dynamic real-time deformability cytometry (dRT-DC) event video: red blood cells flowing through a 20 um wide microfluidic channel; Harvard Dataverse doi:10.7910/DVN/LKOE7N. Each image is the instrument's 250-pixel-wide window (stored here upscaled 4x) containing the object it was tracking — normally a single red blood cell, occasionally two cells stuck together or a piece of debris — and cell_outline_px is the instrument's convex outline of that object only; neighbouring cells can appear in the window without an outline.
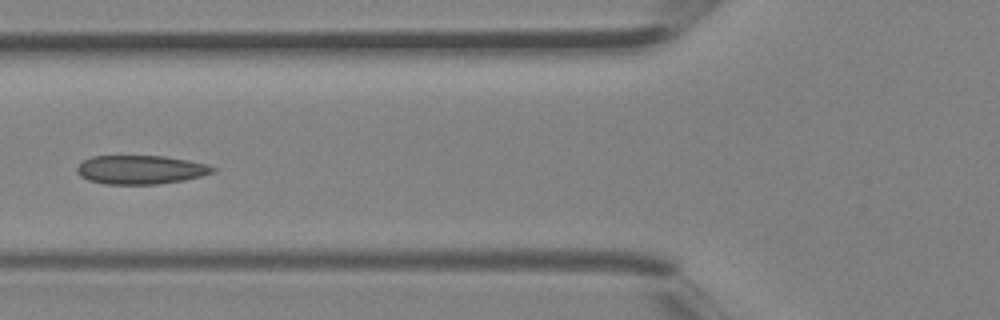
{"species": "Egyptian fruit bat (a non-hibernating species)", "species_latin": "Rousettus aegyptiacus", "temperature_condition": "room temperature", "stored_images_in_passage": 5, "camera_frame_rate_fps": 3000, "um_per_image_px": 0.085, "animal": {"sex": "female"}, "frame": {"image": 1, "passage_image": 5, "time_ms": 1.333, "image_size_px": [1000, 320], "cell_outline_px": [[216, 172], [184, 180], [156, 184], [104, 184], [88, 180], [80, 176], [76, 172], [76, 168], [84, 160], [92, 156], [164, 156], [188, 160], [208, 164], [216, 168]], "centroid_in_image_um": [11.96, 14.42], "position_along_channel_um": 113.8, "area_um2": 22.83}}